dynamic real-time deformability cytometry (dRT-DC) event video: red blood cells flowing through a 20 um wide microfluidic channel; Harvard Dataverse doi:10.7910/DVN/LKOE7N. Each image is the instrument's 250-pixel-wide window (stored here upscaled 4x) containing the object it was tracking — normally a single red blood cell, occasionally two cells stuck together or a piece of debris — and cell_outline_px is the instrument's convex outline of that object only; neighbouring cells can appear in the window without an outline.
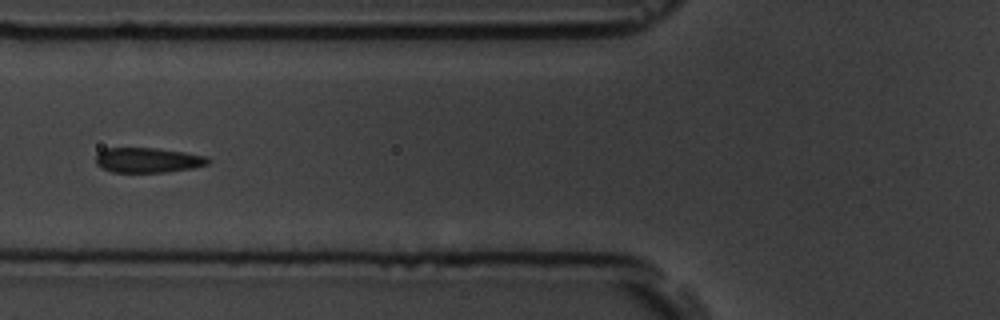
{"species": "common noctule bat (a hibernating species)", "species_latin": "Nyctalus noctula", "temperature_condition": "room temperature", "stored_images_in_passage": 10, "camera_frame_rate_fps": 3000, "um_per_image_px": 0.085, "animal": {"sex": "male", "body_mass_g": 19.5, "forearm_length_mm": 54.6}, "frame": {"image": 1, "passage_image": 6, "time_ms": 6.0, "image_size_px": [1000, 320], "cell_outline_px": [[212, 160], [208, 164], [192, 168], [164, 172], [112, 172], [100, 168], [96, 164], [96, 156], [104, 148], [156, 148], [184, 152], [208, 156]], "centroid_in_image_um": [12.58, 13.61], "position_along_channel_um": 113.2, "area_um2": 16.42}}
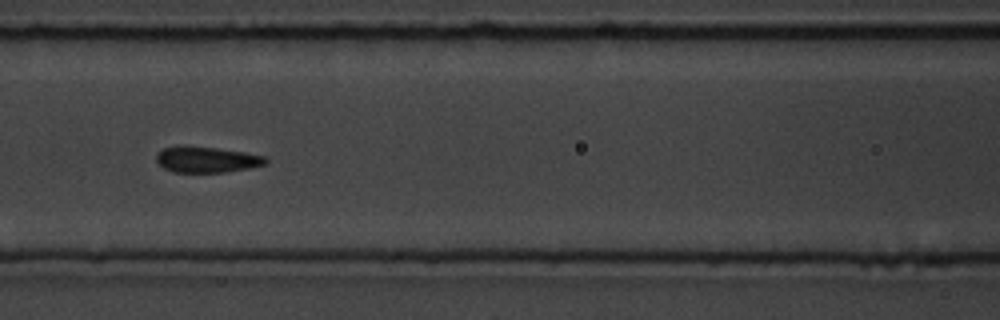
{"frame": {"image": 2, "passage_image": 7, "time_ms": 7.0, "image_size_px": [1000, 320], "cell_outline_px": [[268, 160], [264, 164], [248, 168], [224, 172], [172, 172], [164, 168], [156, 160], [156, 156], [164, 148], [184, 144], [216, 148], [244, 152], [264, 156]], "centroid_in_image_um": [17.53, 13.55], "position_along_channel_um": 149.1, "area_um2": 16.47}}